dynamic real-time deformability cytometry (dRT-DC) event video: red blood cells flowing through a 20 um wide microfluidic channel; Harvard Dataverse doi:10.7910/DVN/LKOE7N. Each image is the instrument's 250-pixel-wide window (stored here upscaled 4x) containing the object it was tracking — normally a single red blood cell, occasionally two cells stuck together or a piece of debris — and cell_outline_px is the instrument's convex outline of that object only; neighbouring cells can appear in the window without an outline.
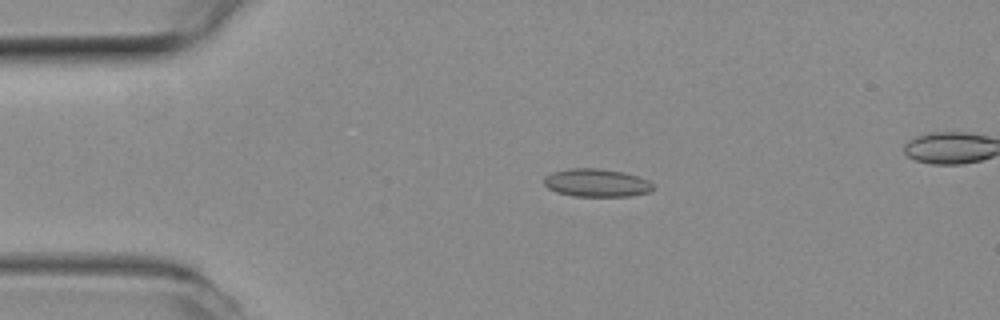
{"species": "common noctule bat (a hibernating species)", "species_latin": "Nyctalus noctula", "temperature_condition": "room temperature", "stored_images_in_passage": 19, "camera_frame_rate_fps": 3000, "um_per_image_px": 0.085, "animal": {"sex": "female", "body_mass_g": 19.3, "forearm_length_mm": 54.1}, "frame": {"image": 1, "passage_image": 11, "time_ms": 3.333, "image_size_px": [1000, 320], "cell_outline_px": [[652, 188], [648, 192], [628, 196], [572, 196], [556, 192], [548, 188], [544, 184], [544, 176], [552, 172], [568, 168], [600, 168], [624, 172], [648, 180], [652, 184]], "centroid_in_image_um": [50.65, 15.53], "position_along_channel_um": 34.4, "area_um2": 17.8}}
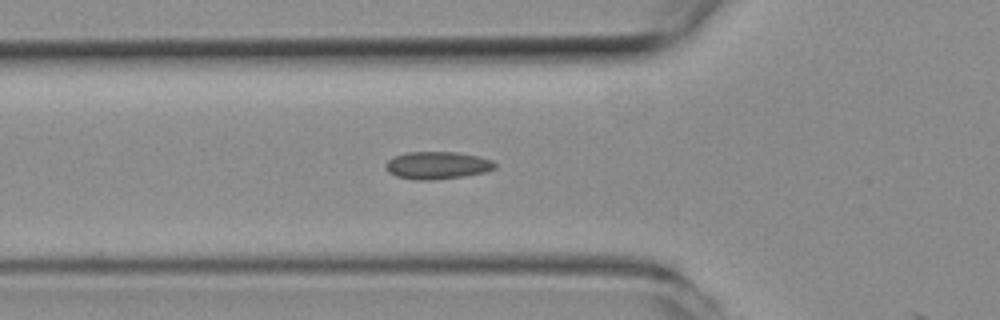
{"frame": {"image": 2, "passage_image": 18, "time_ms": 5.667, "image_size_px": [1000, 320], "cell_outline_px": [[496, 168], [484, 172], [464, 176], [428, 180], [416, 180], [396, 176], [388, 172], [384, 168], [384, 164], [392, 156], [408, 152], [456, 152], [476, 156], [492, 160], [496, 164]], "centroid_in_image_um": [37.12, 14.05], "position_along_channel_um": 88.7, "area_um2": 17.51}}